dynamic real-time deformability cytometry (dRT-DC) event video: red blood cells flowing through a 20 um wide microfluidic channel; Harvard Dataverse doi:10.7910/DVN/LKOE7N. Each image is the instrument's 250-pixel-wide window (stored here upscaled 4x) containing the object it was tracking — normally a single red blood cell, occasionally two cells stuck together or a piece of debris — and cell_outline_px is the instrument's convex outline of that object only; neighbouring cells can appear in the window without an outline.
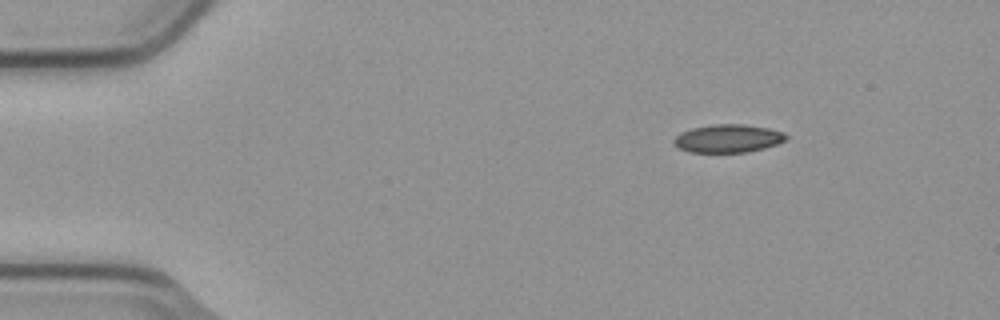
{"species": "common noctule bat (a hibernating species)", "species_latin": "Nyctalus noctula", "temperature_condition": "cold", "stored_images_in_passage": 3, "camera_frame_rate_fps": 3000, "um_per_image_px": 0.085, "animal": {"sex": "male", "body_mass_g": 23.1, "forearm_length_mm": 52.7}, "frame": {"image": 1, "passage_image": 1, "time_ms": 0.0, "image_size_px": [1000, 320], "cell_outline_px": [[788, 140], [764, 148], [748, 152], [688, 152], [680, 148], [672, 140], [680, 132], [692, 128], [712, 124], [744, 124], [768, 128], [784, 132], [788, 136]], "centroid_in_image_um": [61.9, 11.76], "position_along_channel_um": 23.1, "area_um2": 18.44}}